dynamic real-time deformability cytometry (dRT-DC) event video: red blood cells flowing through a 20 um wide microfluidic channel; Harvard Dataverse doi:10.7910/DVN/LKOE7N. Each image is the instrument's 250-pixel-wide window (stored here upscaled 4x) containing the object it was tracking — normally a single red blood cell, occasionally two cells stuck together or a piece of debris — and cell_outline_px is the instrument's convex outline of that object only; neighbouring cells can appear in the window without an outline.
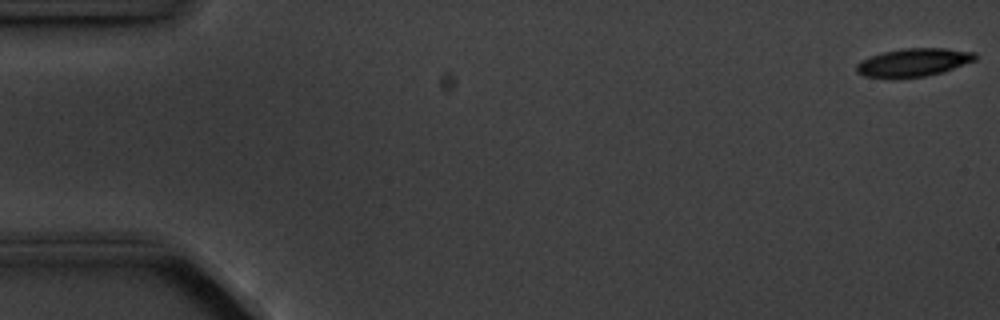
{"species": "common noctule bat (a hibernating species)", "species_latin": "Nyctalus noctula", "temperature_condition": "cold", "stored_images_in_passage": 11, "camera_frame_rate_fps": 3000, "um_per_image_px": 0.085, "animal": {"sex": "male", "body_mass_g": 20.1, "forearm_length_mm": 53.5}, "frame": {"image": 1, "passage_image": 1, "time_ms": 0.0, "image_size_px": [1000, 320], "cell_outline_px": [[976, 60], [944, 72], [924, 76], [896, 80], [888, 80], [864, 76], [856, 72], [856, 64], [872, 56], [884, 52], [908, 48], [948, 48], [976, 52]], "centroid_in_image_um": [77.65, 5.34], "position_along_channel_um": 7.4, "area_um2": 19.88}}
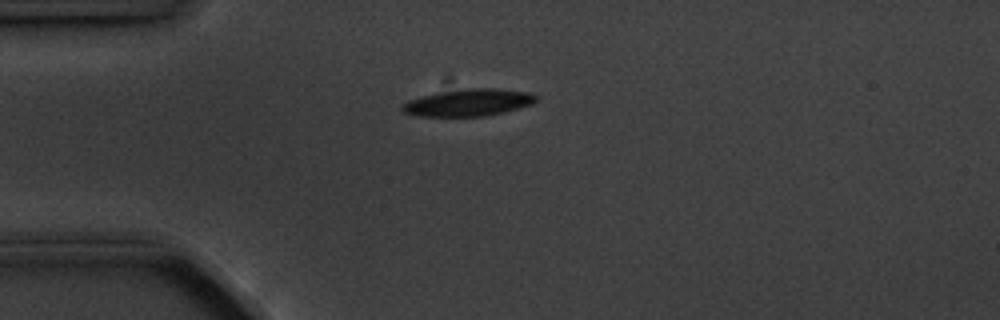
{"frame": {"image": 2, "passage_image": 4, "time_ms": 4.333, "image_size_px": [1000, 320], "cell_outline_px": [[536, 100], [532, 104], [504, 112], [488, 116], [416, 116], [404, 112], [400, 108], [408, 100], [424, 96], [468, 88], [492, 88], [524, 92], [536, 96]], "centroid_in_image_um": [39.81, 8.74], "position_along_channel_um": 45.2, "area_um2": 20.58}}
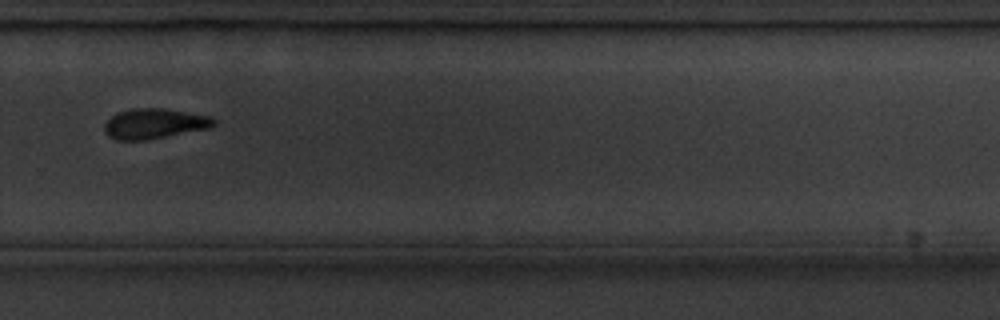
{"frame": {"image": 3, "passage_image": 11, "time_ms": 12.333, "image_size_px": [1000, 320], "cell_outline_px": [[216, 124], [208, 128], [148, 140], [116, 140], [108, 136], [104, 132], [104, 124], [116, 112], [132, 108], [164, 108], [208, 116], [216, 120]], "centroid_in_image_um": [13.07, 10.51], "position_along_channel_um": 316.7, "area_um2": 19.25}}